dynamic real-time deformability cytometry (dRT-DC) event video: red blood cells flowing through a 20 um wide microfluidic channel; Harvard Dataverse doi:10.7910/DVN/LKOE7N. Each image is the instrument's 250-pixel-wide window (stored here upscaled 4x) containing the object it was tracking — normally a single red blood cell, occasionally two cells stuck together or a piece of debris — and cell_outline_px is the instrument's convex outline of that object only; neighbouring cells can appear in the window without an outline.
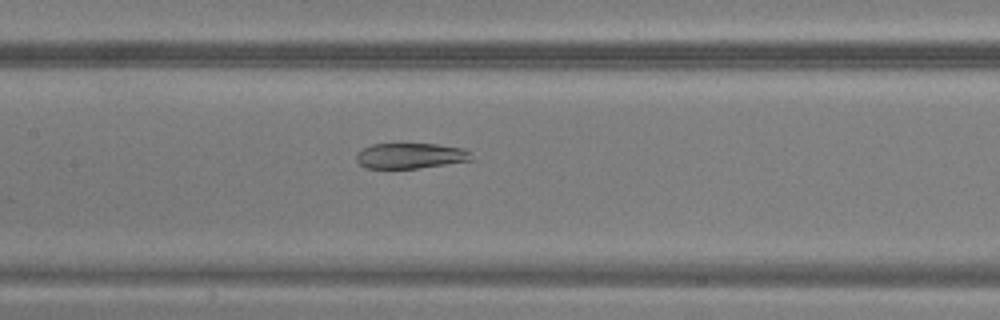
{"species": "common noctule bat (a hibernating species)", "species_latin": "Nyctalus noctula", "temperature_condition": "warm", "stored_images_in_passage": 47, "camera_frame_rate_fps": 3000, "um_per_image_px": 0.085, "animal": {"sex": "male", "body_mass_g": 20.5, "forearm_length_mm": 52.5}, "frame": {"image": 1, "passage_image": 23, "time_ms": 7.333, "image_size_px": [1000, 320], "cell_outline_px": [[472, 160], [416, 168], [364, 168], [356, 160], [356, 152], [372, 144], [436, 144], [464, 148], [468, 152]], "centroid_in_image_um": [34.83, 13.23], "position_along_channel_um": 172.6, "area_um2": 16.88}}
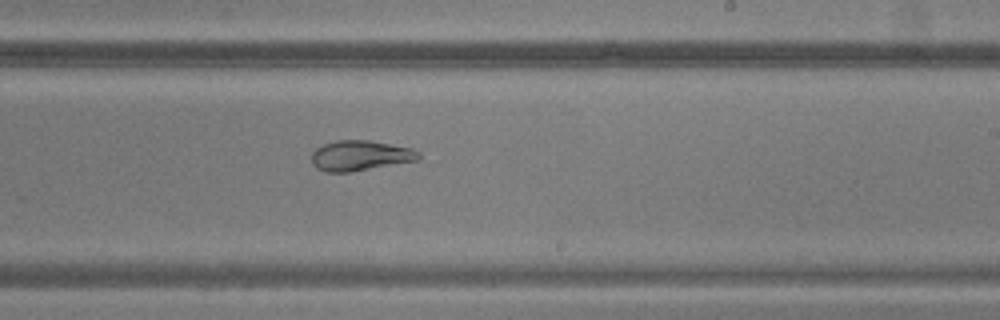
{"frame": {"image": 2, "passage_image": 29, "time_ms": 9.333, "image_size_px": [1000, 320], "cell_outline_px": [[420, 160], [352, 172], [324, 172], [316, 168], [312, 164], [312, 152], [316, 148], [324, 144], [336, 140], [368, 140], [412, 148], [420, 152]], "centroid_in_image_um": [30.62, 13.23], "position_along_channel_um": 258.4, "area_um2": 19.07}}
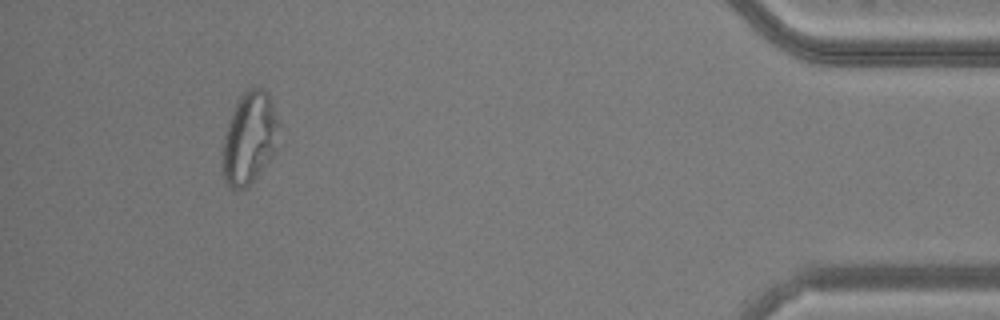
{"frame": {"image": 3, "passage_image": 44, "time_ms": 14.333, "image_size_px": [1000, 320], "cell_outline_px": [[280, 152], [244, 188], [236, 192], [224, 180], [220, 152], [224, 132], [232, 112], [240, 96], [252, 84], [268, 92], [272, 104], [276, 120]], "centroid_in_image_um": [21.19, 11.77], "position_along_channel_um": 414.0, "area_um2": 30.98}}